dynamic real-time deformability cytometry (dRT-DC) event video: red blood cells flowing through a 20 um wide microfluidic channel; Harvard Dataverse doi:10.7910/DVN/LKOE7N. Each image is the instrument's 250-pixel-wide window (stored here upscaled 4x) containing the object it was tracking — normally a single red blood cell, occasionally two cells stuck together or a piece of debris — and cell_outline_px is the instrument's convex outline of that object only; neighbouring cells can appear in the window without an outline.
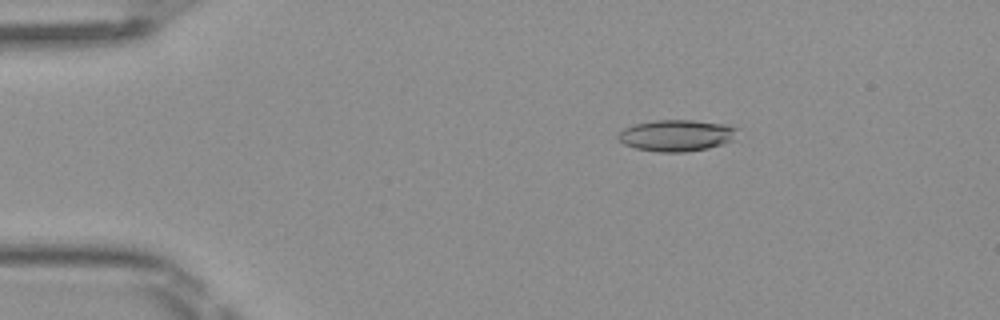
{"species": "Egyptian fruit bat (a non-hibernating species)", "species_latin": "Rousettus aegyptiacus", "temperature_condition": "room temperature", "stored_images_in_passage": 50, "camera_frame_rate_fps": 3000, "um_per_image_px": 0.085, "frame": {"image": 1, "passage_image": 9, "time_ms": 2.667, "image_size_px": [1000, 320], "cell_outline_px": [[740, 128], [732, 140], [724, 144], [708, 148], [684, 152], [660, 152], [636, 148], [624, 144], [616, 136], [624, 128], [636, 124], [656, 120], [692, 120], [724, 124]], "centroid_in_image_um": [57.53, 11.51], "position_along_channel_um": 27.5, "area_um2": 21.79}}
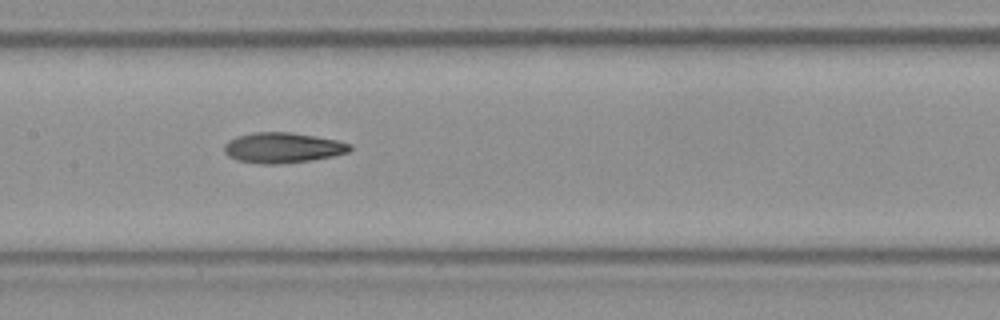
{"frame": {"image": 2, "passage_image": 25, "time_ms": 8.0, "image_size_px": [1000, 320], "cell_outline_px": [[352, 148], [348, 152], [332, 156], [312, 160], [280, 164], [260, 164], [236, 160], [228, 156], [224, 152], [224, 144], [228, 140], [236, 136], [252, 132], [288, 132], [336, 140], [352, 144]], "centroid_in_image_um": [23.98, 12.56], "position_along_channel_um": 183.4, "area_um2": 22.31}}
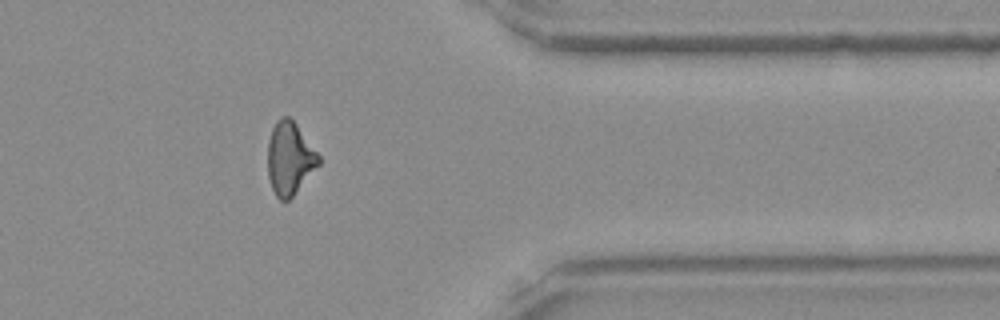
{"frame": {"image": 3, "passage_image": 41, "time_ms": 13.333, "image_size_px": [1000, 320], "cell_outline_px": [[320, 164], [292, 196], [288, 200], [280, 200], [276, 196], [272, 188], [268, 176], [268, 140], [272, 128], [276, 120], [280, 116], [288, 116], [296, 124], [320, 156]], "centroid_in_image_um": [24.61, 13.44], "position_along_channel_um": 386.8, "area_um2": 21.44}, "authors_computed_cell_mechanics": {"area_um2": 21.7617, "velocity_mm_per_s": 4.1063, "shape_relaxation_time_tau1_ms": null, "shape_relaxation_time_tau2_ms": 5.0638, "deformation_change_tau1": null, "deformation_change_tau2": 0.1437}}